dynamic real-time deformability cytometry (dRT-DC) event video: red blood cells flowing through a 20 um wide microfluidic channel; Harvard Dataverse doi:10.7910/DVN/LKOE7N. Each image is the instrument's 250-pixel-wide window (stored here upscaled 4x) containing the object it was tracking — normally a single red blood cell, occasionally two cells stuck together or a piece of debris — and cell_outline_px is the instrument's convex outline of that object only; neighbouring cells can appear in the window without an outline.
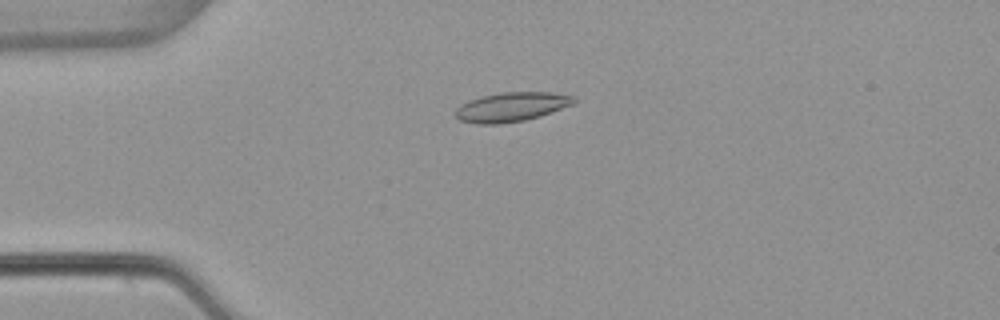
{"species": "common noctule bat (a hibernating species)", "species_latin": "Nyctalus noctula", "temperature_condition": "warm", "stored_images_in_passage": 54, "camera_frame_rate_fps": 3000, "um_per_image_px": 0.085, "animal": {"sex": "female", "body_mass_g": 22.7, "forearm_length_mm": 54.2}, "frame": {"image": 1, "passage_image": 14, "time_ms": 4.333, "image_size_px": [1000, 320], "cell_outline_px": [[576, 100], [572, 104], [540, 116], [524, 120], [500, 124], [476, 124], [460, 120], [456, 116], [456, 108], [460, 104], [468, 100], [480, 96], [500, 92], [552, 92], [576, 96]], "centroid_in_image_um": [43.45, 9.08], "position_along_channel_um": 41.5, "area_um2": 20.29}}
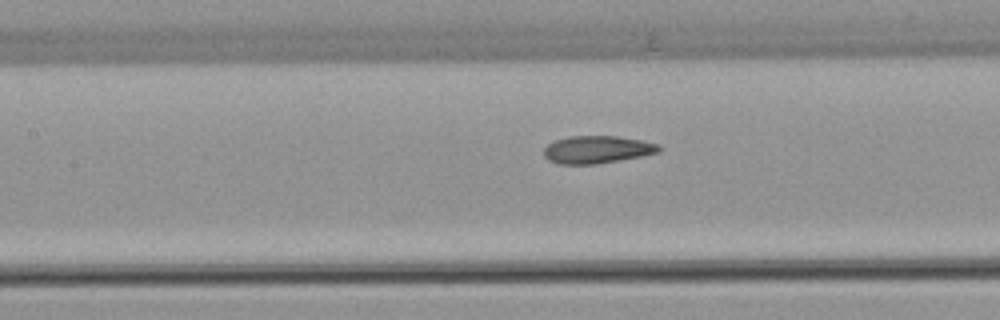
{"frame": {"image": 2, "passage_image": 25, "time_ms": 8.0, "image_size_px": [1000, 320], "cell_outline_px": [[664, 148], [660, 152], [620, 160], [596, 164], [556, 164], [548, 160], [544, 156], [544, 148], [548, 144], [556, 140], [572, 136], [616, 136], [640, 140], [656, 144]], "centroid_in_image_um": [50.74, 12.72], "position_along_channel_um": 156.7, "area_um2": 18.44}}
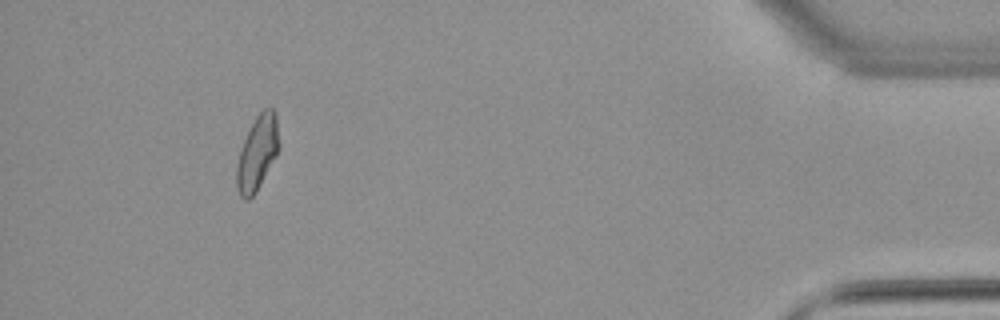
{"frame": {"image": 3, "passage_image": 50, "time_ms": 16.333, "image_size_px": [1000, 320], "cell_outline_px": [[280, 148], [276, 156], [256, 192], [248, 200], [244, 200], [240, 196], [236, 188], [236, 164], [240, 148], [256, 116], [264, 108], [272, 108], [276, 112], [280, 144]], "centroid_in_image_um": [21.87, 13.01], "position_along_channel_um": 413.3, "area_um2": 18.55}, "authors_computed_cell_mechanics": {"area_um2": 18.6405, "velocity_mm_per_s": 3.8534, "shape_relaxation_time_tau1_ms": 8.8785, "shape_relaxation_time_tau2_ms": 1.7114, "deformation_change_tau1": 0.2177, "deformation_change_tau2": 0.0769}}